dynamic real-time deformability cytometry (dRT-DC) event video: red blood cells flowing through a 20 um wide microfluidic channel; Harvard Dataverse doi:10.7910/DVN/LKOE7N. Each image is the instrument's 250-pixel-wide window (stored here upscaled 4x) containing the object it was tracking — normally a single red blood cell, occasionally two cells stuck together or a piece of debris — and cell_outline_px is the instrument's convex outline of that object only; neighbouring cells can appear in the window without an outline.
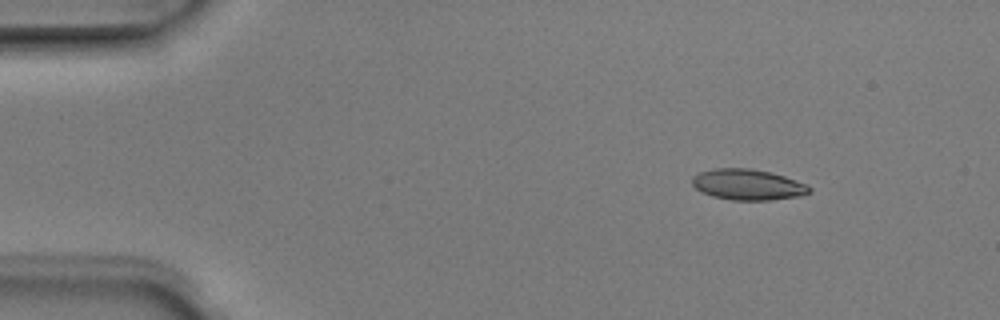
{"species": "Egyptian fruit bat (a non-hibernating species)", "species_latin": "Rousettus aegyptiacus", "temperature_condition": "room temperature", "stored_images_in_passage": 4, "camera_frame_rate_fps": 3000, "um_per_image_px": 0.085, "animal": {"sex": "male"}, "frame": {"image": 1, "passage_image": 1, "time_ms": 0.0, "image_size_px": [1000, 320], "cell_outline_px": [[812, 192], [800, 196], [768, 200], [732, 200], [712, 196], [696, 188], [692, 184], [692, 176], [700, 172], [712, 168], [752, 168], [784, 176], [808, 184], [812, 188]], "centroid_in_image_um": [63.58, 15.69], "position_along_channel_um": 21.4, "area_um2": 21.1}}
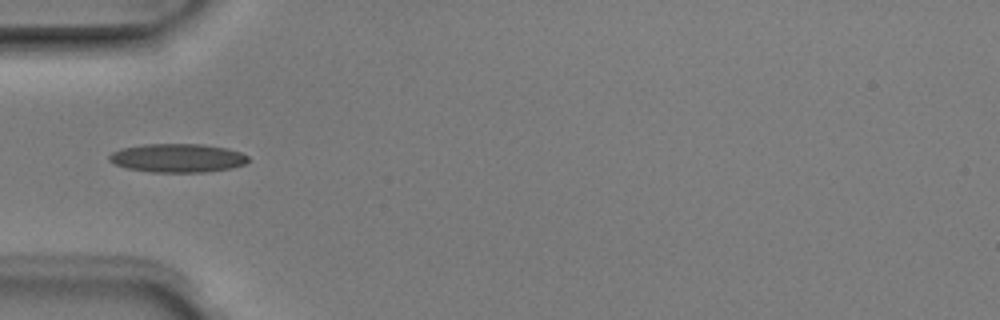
{"frame": {"image": 2, "passage_image": 4, "time_ms": 1.0, "image_size_px": [1000, 320], "cell_outline_px": [[248, 160], [244, 164], [232, 168], [204, 172], [152, 172], [128, 168], [116, 164], [108, 160], [108, 156], [112, 152], [120, 148], [144, 144], [204, 144], [228, 148], [240, 152], [248, 156]], "centroid_in_image_um": [15.09, 13.42], "position_along_channel_um": 69.9, "area_um2": 23.24}}